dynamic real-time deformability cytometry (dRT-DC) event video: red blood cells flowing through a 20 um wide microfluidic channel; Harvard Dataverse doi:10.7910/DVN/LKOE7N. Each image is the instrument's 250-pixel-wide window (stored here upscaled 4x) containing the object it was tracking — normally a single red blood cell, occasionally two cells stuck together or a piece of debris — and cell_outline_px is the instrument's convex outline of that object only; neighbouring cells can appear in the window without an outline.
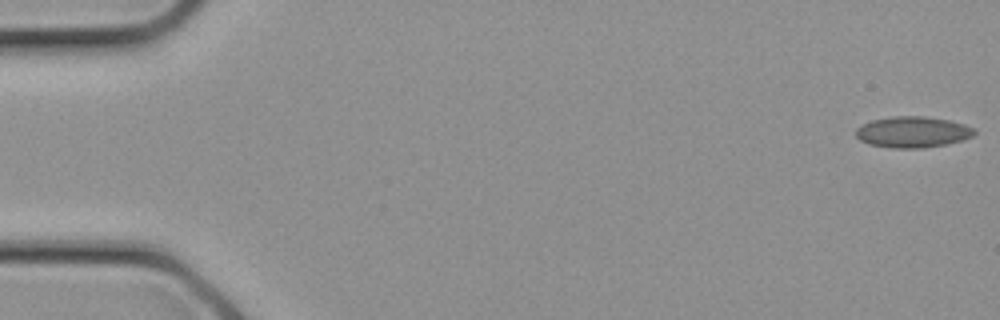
{"species": "common noctule bat (a hibernating species)", "species_latin": "Nyctalus noctula", "temperature_condition": "cold", "stored_images_in_passage": 6, "camera_frame_rate_fps": 3000, "um_per_image_px": 0.085, "animal": {"sex": "female", "body_mass_g": 21.9}, "frame": {"image": 1, "passage_image": 1, "time_ms": 0.0, "image_size_px": [1000, 320], "cell_outline_px": [[976, 132], [972, 136], [960, 140], [944, 144], [924, 148], [892, 148], [868, 144], [860, 140], [856, 136], [856, 128], [872, 120], [892, 116], [924, 116], [948, 120], [964, 124], [976, 128]], "centroid_in_image_um": [77.57, 11.22], "position_along_channel_um": 7.4, "area_um2": 21.39}}